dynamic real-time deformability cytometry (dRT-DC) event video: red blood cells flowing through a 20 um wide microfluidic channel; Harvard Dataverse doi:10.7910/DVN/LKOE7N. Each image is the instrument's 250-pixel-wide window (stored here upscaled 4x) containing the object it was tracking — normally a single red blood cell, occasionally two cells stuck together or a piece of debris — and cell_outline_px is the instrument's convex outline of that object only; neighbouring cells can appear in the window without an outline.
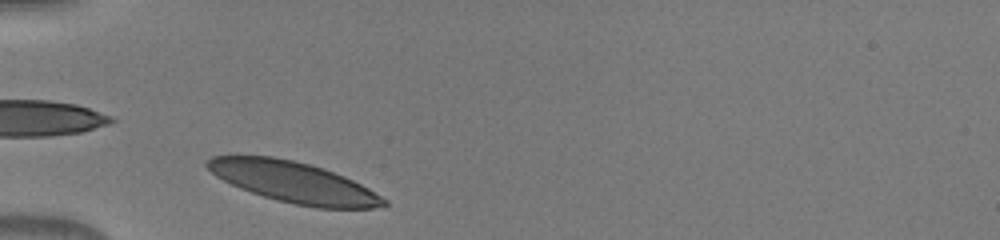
{"species": "human", "species_latin": "Homo sapiens", "temperature_condition": "warm", "stored_images_in_passage": 32, "camera_frame_rate_fps": 3000, "um_per_image_px": 0.085, "donor": {"sex": "male"}, "frame": {"image": 1, "passage_image": 1, "time_ms": 0.0, "image_size_px": [1000, 240], "cell_outline_px": [[388, 204], [384, 208], [316, 208], [276, 200], [240, 188], [216, 176], [204, 164], [212, 156], [272, 156], [292, 160], [324, 168], [344, 176], [368, 188], [388, 200]], "centroid_in_image_um": [25.01, 15.5], "position_along_channel_um": 60.0, "area_um2": 41.79}}